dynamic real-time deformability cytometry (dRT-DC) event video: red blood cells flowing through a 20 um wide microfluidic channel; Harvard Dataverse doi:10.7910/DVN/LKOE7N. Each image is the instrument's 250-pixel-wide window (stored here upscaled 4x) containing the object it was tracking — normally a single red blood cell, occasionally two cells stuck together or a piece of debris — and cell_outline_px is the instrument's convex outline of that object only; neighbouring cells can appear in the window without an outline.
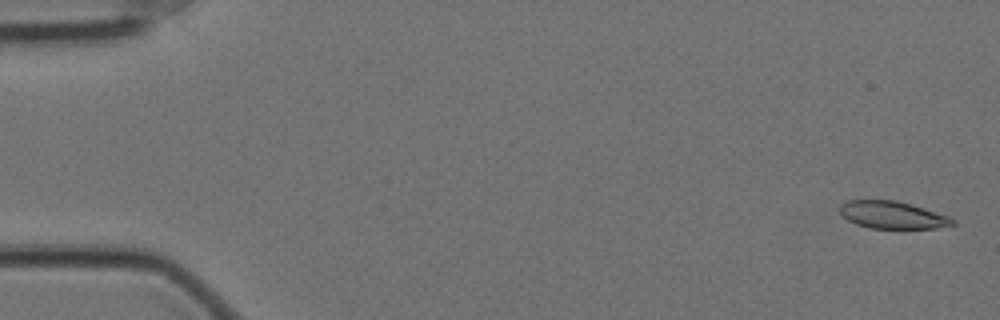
{"species": "Egyptian fruit bat (a non-hibernating species)", "species_latin": "Rousettus aegyptiacus", "temperature_condition": "cold", "stored_images_in_passage": 11, "camera_frame_rate_fps": 3000, "um_per_image_px": 0.085, "animal": {"sex": "female"}, "frame": {"image": 1, "passage_image": 1, "time_ms": 0.0, "image_size_px": [1000, 320], "cell_outline_px": [[956, 224], [936, 228], [872, 228], [856, 224], [848, 220], [840, 212], [840, 204], [848, 200], [896, 200], [912, 204], [948, 216], [956, 220]], "centroid_in_image_um": [75.87, 18.26], "position_along_channel_um": 9.1, "area_um2": 17.92}}